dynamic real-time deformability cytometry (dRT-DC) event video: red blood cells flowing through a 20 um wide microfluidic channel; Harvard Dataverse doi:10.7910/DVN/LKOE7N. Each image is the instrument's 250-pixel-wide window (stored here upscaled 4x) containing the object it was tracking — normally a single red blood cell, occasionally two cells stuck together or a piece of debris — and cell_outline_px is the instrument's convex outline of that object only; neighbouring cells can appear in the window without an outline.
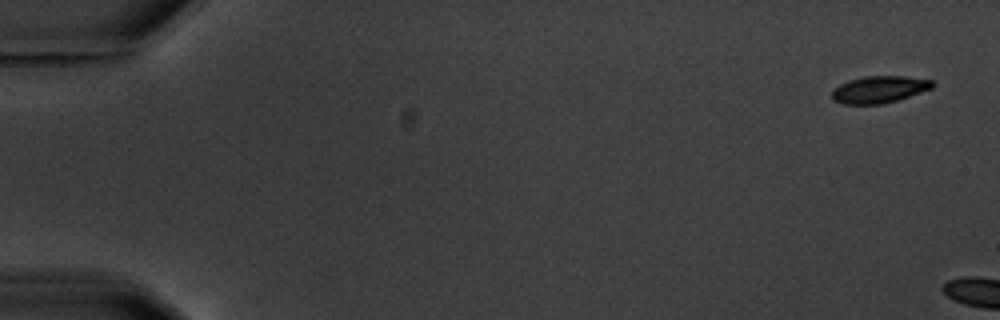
{"species": "common noctule bat (a hibernating species)", "species_latin": "Nyctalus noctula", "temperature_condition": "warm", "stored_images_in_passage": 2, "camera_frame_rate_fps": 3000, "um_per_image_px": 0.085, "animal": {"sex": "male", "body_mass_g": 20.1, "forearm_length_mm": 53.5}, "frame": {"image": 1, "passage_image": 1, "time_ms": 0.0, "image_size_px": [1000, 320], "cell_outline_px": [[936, 84], [932, 88], [896, 100], [880, 104], [844, 104], [832, 100], [832, 88], [848, 80], [864, 76], [904, 76], [932, 80]], "centroid_in_image_um": [74.7, 7.59], "position_along_channel_um": 10.3, "area_um2": 15.78}}